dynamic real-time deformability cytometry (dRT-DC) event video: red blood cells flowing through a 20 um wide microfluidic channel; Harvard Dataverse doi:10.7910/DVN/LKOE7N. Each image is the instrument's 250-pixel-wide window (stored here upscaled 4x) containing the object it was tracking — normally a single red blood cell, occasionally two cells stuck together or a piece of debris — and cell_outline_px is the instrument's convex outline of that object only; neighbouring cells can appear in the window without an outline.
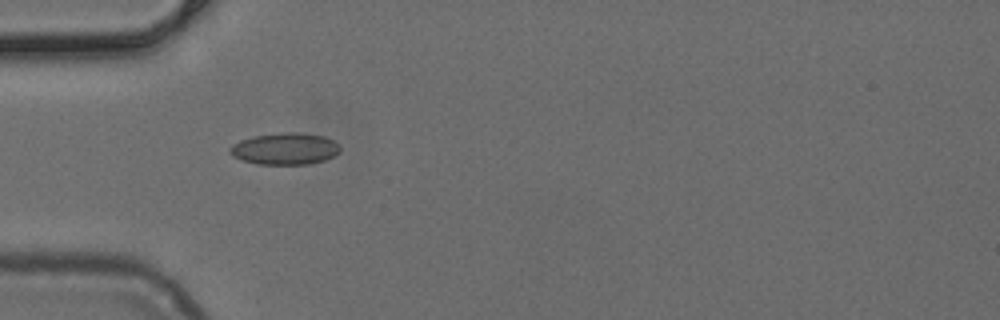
{"species": "common noctule bat (a hibernating species)", "species_latin": "Nyctalus noctula", "temperature_condition": "cold", "stored_images_in_passage": 36, "camera_frame_rate_fps": 3000, "um_per_image_px": 0.085, "animal": {"sex": "female", "body_mass_g": 24.6, "forearm_length_mm": 56.2}, "frame": {"image": 1, "passage_image": 1, "time_ms": 0.0, "image_size_px": [1000, 320], "cell_outline_px": [[340, 152], [324, 160], [308, 164], [260, 164], [244, 160], [232, 156], [228, 152], [228, 148], [232, 144], [240, 140], [252, 136], [280, 132], [300, 132], [324, 136], [340, 144]], "centroid_in_image_um": [24.21, 12.63], "position_along_channel_um": 60.8, "area_um2": 20.52}}
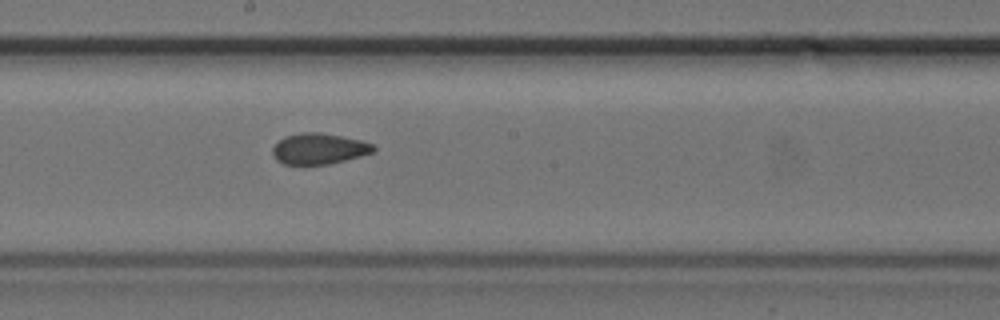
{"frame": {"image": 2, "passage_image": 13, "time_ms": 4.0, "image_size_px": [1000, 320], "cell_outline_px": [[376, 148], [372, 152], [360, 156], [328, 164], [284, 164], [276, 160], [272, 152], [272, 148], [284, 136], [300, 132], [320, 132], [360, 140], [372, 144]], "centroid_in_image_um": [27.08, 12.63], "position_along_channel_um": 221.1, "area_um2": 17.98}}
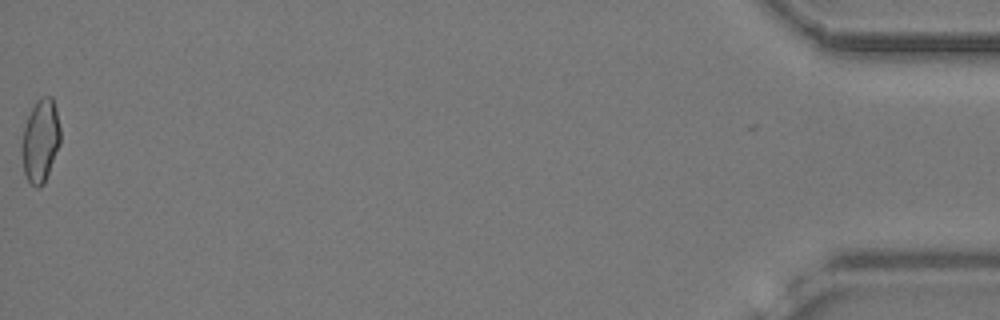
{"frame": {"image": 3, "passage_image": 36, "time_ms": 11.667, "image_size_px": [1000, 320], "cell_outline_px": [[60, 144], [44, 184], [40, 188], [36, 188], [28, 180], [24, 172], [20, 152], [20, 148], [24, 128], [28, 116], [36, 100], [40, 96], [52, 96], [56, 108], [60, 128]], "centroid_in_image_um": [3.43, 11.96], "position_along_channel_um": 431.8, "area_um2": 18.9}}